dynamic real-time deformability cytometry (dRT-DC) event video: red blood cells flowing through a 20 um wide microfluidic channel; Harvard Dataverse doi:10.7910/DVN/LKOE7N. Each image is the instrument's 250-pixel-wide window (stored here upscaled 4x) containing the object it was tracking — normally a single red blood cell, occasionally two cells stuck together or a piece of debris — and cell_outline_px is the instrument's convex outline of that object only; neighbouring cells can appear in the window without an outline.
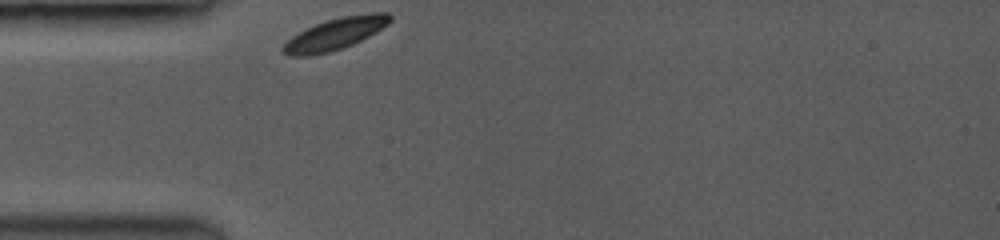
{"species": "common noctule bat (a hibernating species)", "species_latin": "Nyctalus noctula", "temperature_condition": "room temperature", "stored_images_in_passage": 35, "camera_frame_rate_fps": 3500, "um_per_image_px": 0.085, "animal": {"sex": "female", "body_mass_g": 19.0, "forearm_length_mm": 53.3}, "frame": {"image": 1, "passage_image": 1, "time_ms": 0.0, "image_size_px": [1000, 240], "cell_outline_px": [[392, 20], [388, 24], [376, 32], [352, 44], [328, 52], [308, 56], [292, 56], [280, 52], [280, 48], [292, 36], [316, 24], [340, 16], [372, 12], [388, 12], [392, 16]], "centroid_in_image_um": [28.5, 2.87], "position_along_channel_um": 56.5, "area_um2": 19.59}}
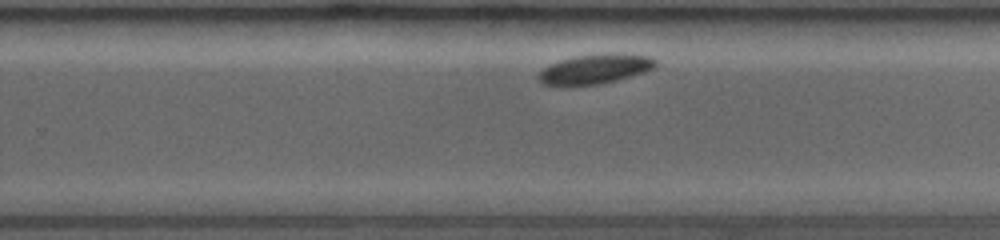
{"frame": {"image": 2, "passage_image": 23, "time_ms": 6.286, "image_size_px": [1000, 240], "cell_outline_px": [[656, 64], [652, 68], [644, 72], [616, 80], [600, 84], [544, 84], [540, 80], [540, 72], [544, 68], [560, 60], [576, 56], [604, 52], [616, 52], [652, 56], [656, 60]], "centroid_in_image_um": [50.68, 5.81], "position_along_channel_um": 279.1, "area_um2": 19.88}}
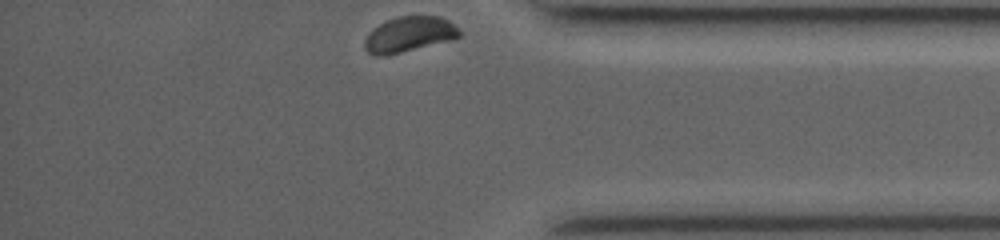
{"frame": {"image": 3, "passage_image": 35, "time_ms": 9.714, "image_size_px": [1000, 240], "cell_outline_px": [[460, 36], [452, 40], [384, 56], [376, 56], [368, 52], [364, 48], [364, 40], [380, 24], [388, 20], [400, 16], [440, 16], [448, 20], [460, 28]], "centroid_in_image_um": [34.82, 2.92], "position_along_channel_um": 400.4, "area_um2": 19.31}, "authors_computed_cell_mechanics": {"area_um2": 20.1722, "velocity_mm_per_s": 3.6304, "shape_relaxation_time_tau1_ms": 0.893, "shape_relaxation_time_tau2_ms": null, "deformation_change_tau1": 0.0621, "deformation_change_tau2": null}}